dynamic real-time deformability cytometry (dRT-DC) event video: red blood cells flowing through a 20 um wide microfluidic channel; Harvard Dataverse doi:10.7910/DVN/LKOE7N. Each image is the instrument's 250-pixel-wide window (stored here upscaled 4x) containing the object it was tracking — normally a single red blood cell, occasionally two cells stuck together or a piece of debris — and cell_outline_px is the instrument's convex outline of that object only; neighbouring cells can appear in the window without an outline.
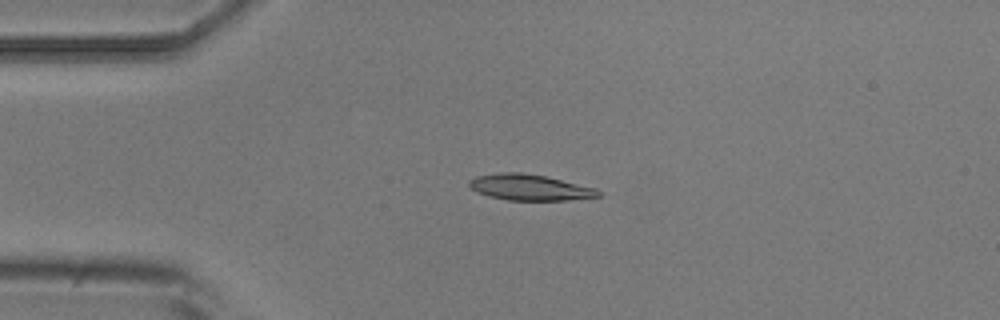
{"species": "common noctule bat (a hibernating species)", "species_latin": "Nyctalus noctula", "temperature_condition": "room temperature", "stored_images_in_passage": 8, "camera_frame_rate_fps": 3000, "um_per_image_px": 0.085, "animal": {"sex": "male", "body_mass_g": 20.5, "forearm_length_mm": 52.5}, "frame": {"image": 1, "passage_image": 3, "time_ms": 3.0, "image_size_px": [1000, 320], "cell_outline_px": [[604, 192], [600, 196], [568, 200], [508, 200], [488, 196], [476, 192], [468, 184], [468, 180], [476, 176], [500, 172], [520, 172], [544, 176], [596, 188]], "centroid_in_image_um": [45.02, 15.93], "position_along_channel_um": 40.0, "area_um2": 19.54}}
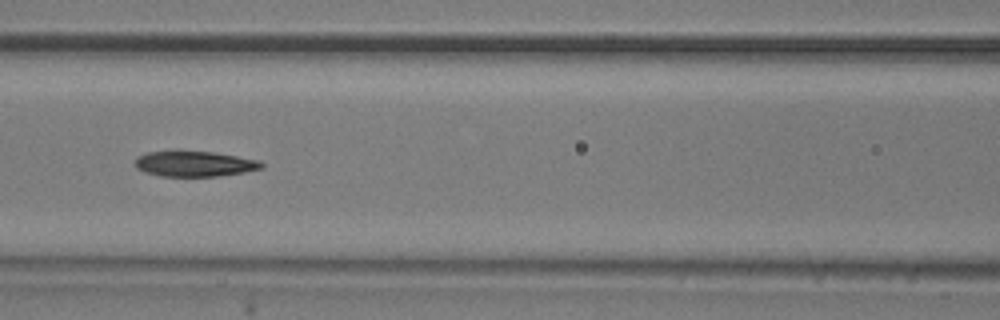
{"frame": {"image": 2, "passage_image": 6, "time_ms": 6.667, "image_size_px": [1000, 320], "cell_outline_px": [[264, 168], [244, 172], [216, 176], [160, 176], [144, 172], [136, 168], [136, 156], [148, 152], [176, 148], [212, 152], [260, 160], [264, 164]], "centroid_in_image_um": [16.49, 13.88], "position_along_channel_um": 150.1, "area_um2": 19.42}}
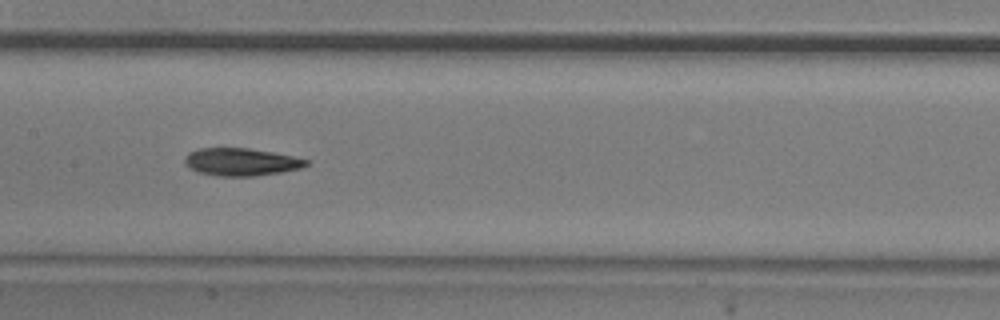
{"frame": {"image": 3, "passage_image": 7, "time_ms": 7.667, "image_size_px": [1000, 320], "cell_outline_px": [[308, 164], [304, 168], [280, 172], [252, 176], [216, 176], [200, 172], [184, 164], [184, 156], [188, 152], [200, 148], [248, 148], [272, 152], [292, 156], [308, 160]], "centroid_in_image_um": [20.48, 13.76], "position_along_channel_um": 186.9, "area_um2": 19.48}}